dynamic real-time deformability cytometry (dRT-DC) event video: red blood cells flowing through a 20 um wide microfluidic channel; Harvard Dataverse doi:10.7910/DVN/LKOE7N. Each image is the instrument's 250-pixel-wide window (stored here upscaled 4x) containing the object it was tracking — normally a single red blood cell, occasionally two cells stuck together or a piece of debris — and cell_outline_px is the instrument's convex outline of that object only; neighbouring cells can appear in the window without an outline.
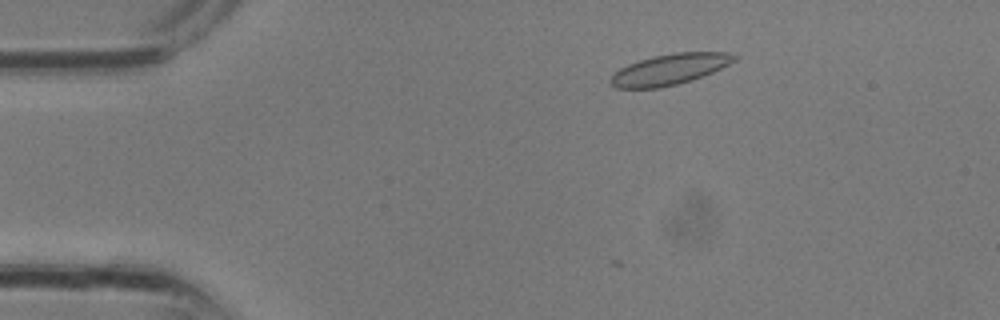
{"species": "common noctule bat (a hibernating species)", "species_latin": "Nyctalus noctula", "temperature_condition": "room temperature", "stored_images_in_passage": 31, "camera_frame_rate_fps": 3000, "um_per_image_px": 0.085, "animal": {"sex": "male", "body_mass_g": 13.3}, "frame": {"image": 1, "passage_image": 5, "time_ms": 1.333, "image_size_px": [1000, 320], "cell_outline_px": [[740, 56], [736, 60], [712, 72], [692, 80], [660, 88], [616, 88], [608, 80], [620, 68], [628, 64], [640, 60], [672, 52], [728, 52]], "centroid_in_image_um": [56.94, 5.89], "position_along_channel_um": 28.1, "area_um2": 22.08}}
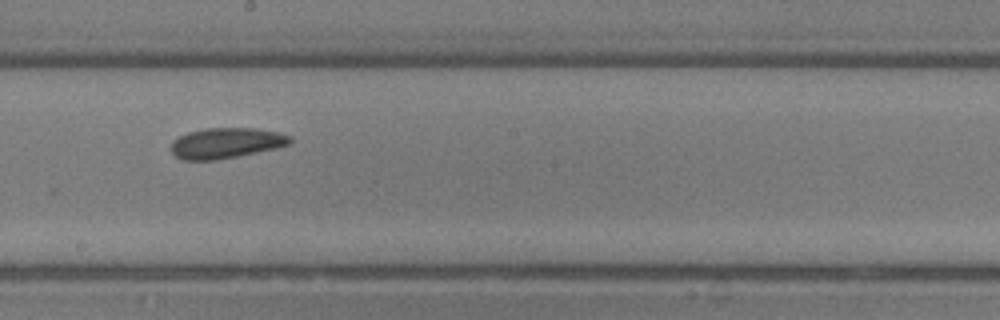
{"frame": {"image": 2, "passage_image": 17, "time_ms": 5.333, "image_size_px": [1000, 320], "cell_outline_px": [[292, 140], [288, 144], [276, 148], [216, 160], [184, 160], [176, 156], [172, 152], [172, 140], [188, 132], [204, 128], [256, 128], [280, 132], [292, 136]], "centroid_in_image_um": [19.23, 12.14], "position_along_channel_um": 229.0, "area_um2": 21.1}}
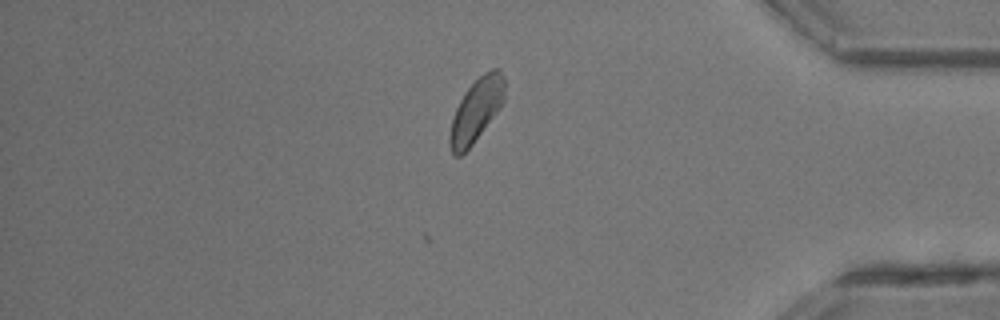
{"frame": {"image": 3, "passage_image": 26, "time_ms": 8.333, "image_size_px": [1000, 320], "cell_outline_px": [[504, 100], [500, 108], [472, 144], [460, 156], [456, 156], [452, 152], [448, 144], [448, 136], [452, 116], [464, 92], [484, 72], [492, 68], [496, 68], [500, 72], [504, 80]], "centroid_in_image_um": [40.45, 9.39], "position_along_channel_um": 394.8, "area_um2": 20.0}}